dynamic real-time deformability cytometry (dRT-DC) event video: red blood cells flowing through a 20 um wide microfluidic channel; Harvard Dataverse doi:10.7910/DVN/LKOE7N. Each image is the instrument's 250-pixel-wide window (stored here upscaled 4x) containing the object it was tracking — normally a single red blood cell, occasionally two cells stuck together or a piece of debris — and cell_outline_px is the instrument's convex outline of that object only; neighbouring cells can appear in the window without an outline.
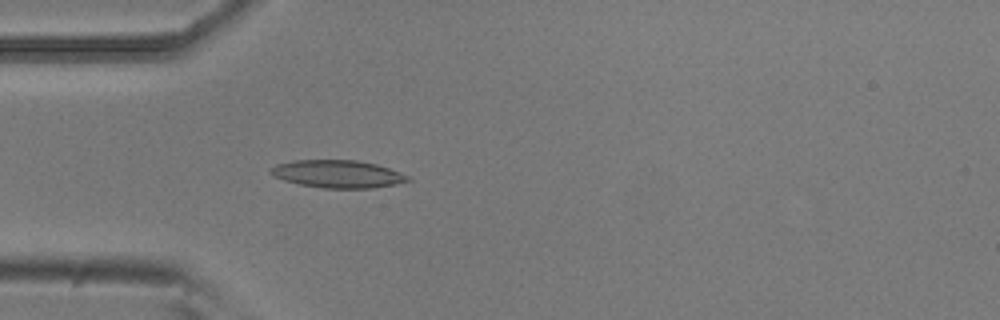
{"species": "common noctule bat (a hibernating species)", "species_latin": "Nyctalus noctula", "temperature_condition": "room temperature", "stored_images_in_passage": 52, "camera_frame_rate_fps": 3000, "um_per_image_px": 0.085, "animal": {"sex": "male", "body_mass_g": 20.5, "forearm_length_mm": 52.5}, "frame": {"image": 1, "passage_image": 14, "time_ms": 4.333, "image_size_px": [1000, 320], "cell_outline_px": [[412, 180], [396, 184], [372, 188], [324, 188], [300, 184], [284, 180], [272, 176], [268, 172], [268, 168], [276, 164], [292, 160], [356, 160], [376, 164], [400, 172], [408, 176]], "centroid_in_image_um": [28.66, 14.78], "position_along_channel_um": 56.3, "area_um2": 22.2}}
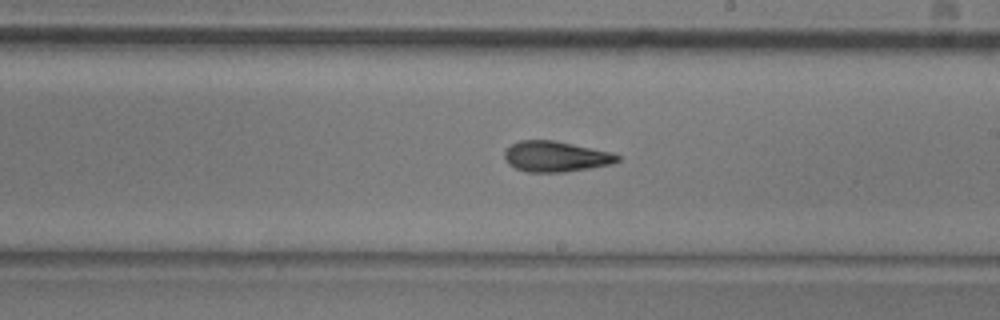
{"frame": {"image": 2, "passage_image": 29, "time_ms": 9.333, "image_size_px": [1000, 320], "cell_outline_px": [[620, 160], [612, 164], [564, 172], [528, 172], [516, 168], [508, 164], [504, 156], [504, 152], [512, 144], [520, 140], [552, 140], [612, 152], [620, 156]], "centroid_in_image_um": [47.24, 13.3], "position_along_channel_um": 241.8, "area_um2": 20.0}}
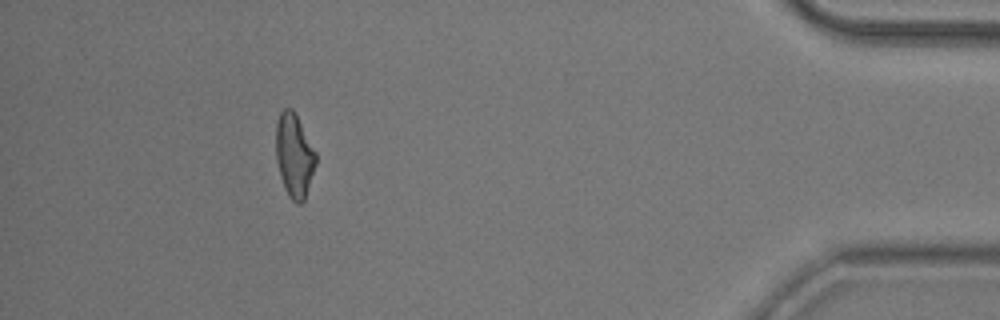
{"frame": {"image": 3, "passage_image": 47, "time_ms": 15.333, "image_size_px": [1000, 320], "cell_outline_px": [[316, 164], [304, 200], [300, 204], [296, 204], [288, 196], [284, 188], [280, 176], [276, 160], [276, 124], [280, 112], [284, 108], [292, 108], [316, 152]], "centroid_in_image_um": [25.0, 13.23], "position_along_channel_um": 410.2, "area_um2": 19.36}, "authors_computed_cell_mechanics": {"area_um2": 20.1144, "velocity_mm_per_s": 3.7672, "shape_relaxation_time_tau1_ms": null, "shape_relaxation_time_tau2_ms": 2.4253, "deformation_change_tau1": null, "deformation_change_tau2": 0.1072}}